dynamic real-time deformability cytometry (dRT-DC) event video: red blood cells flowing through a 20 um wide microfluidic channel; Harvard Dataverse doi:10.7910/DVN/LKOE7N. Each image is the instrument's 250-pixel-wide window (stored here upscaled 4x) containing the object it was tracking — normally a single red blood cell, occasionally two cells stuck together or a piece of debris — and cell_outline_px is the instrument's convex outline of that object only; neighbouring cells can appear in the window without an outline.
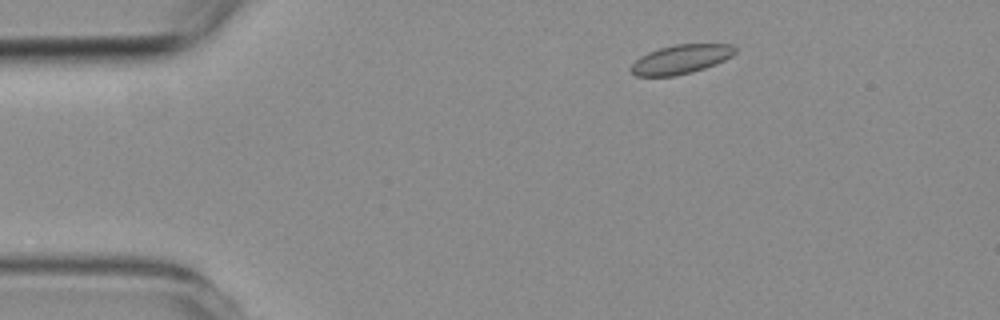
{"species": "common noctule bat (a hibernating species)", "species_latin": "Nyctalus noctula", "temperature_condition": "room temperature", "stored_images_in_passage": 3, "camera_frame_rate_fps": 3000, "um_per_image_px": 0.085, "animal": {"sex": "female", "body_mass_g": 19.3, "forearm_length_mm": 54.1}, "frame": {"image": 1, "passage_image": 1, "time_ms": 0.0, "image_size_px": [1000, 320], "cell_outline_px": [[736, 52], [732, 56], [716, 64], [692, 72], [676, 76], [636, 76], [628, 68], [640, 56], [648, 52], [660, 48], [676, 44], [732, 44], [736, 48]], "centroid_in_image_um": [57.87, 5.04], "position_along_channel_um": 27.1, "area_um2": 17.69}}
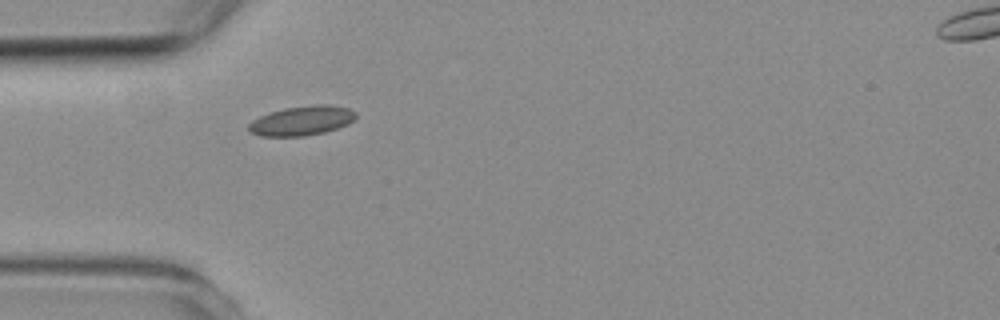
{"frame": {"image": 2, "passage_image": 3, "time_ms": 2.333, "image_size_px": [1000, 320], "cell_outline_px": [[356, 116], [348, 124], [324, 132], [304, 136], [260, 136], [252, 132], [248, 128], [248, 124], [252, 120], [268, 112], [284, 108], [316, 104], [328, 104], [348, 108], [356, 112]], "centroid_in_image_um": [25.64, 10.25], "position_along_channel_um": 59.4, "area_um2": 18.38}}